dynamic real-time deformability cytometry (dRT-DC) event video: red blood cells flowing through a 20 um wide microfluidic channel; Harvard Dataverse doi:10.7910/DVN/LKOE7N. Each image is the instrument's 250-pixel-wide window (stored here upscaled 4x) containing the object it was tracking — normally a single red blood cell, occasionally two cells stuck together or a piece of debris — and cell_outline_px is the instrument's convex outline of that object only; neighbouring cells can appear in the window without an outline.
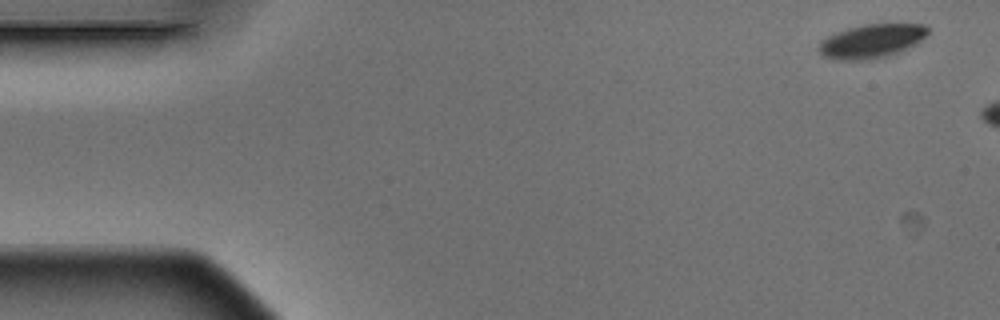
{"species": "Egyptian fruit bat (a non-hibernating species)", "species_latin": "Rousettus aegyptiacus", "temperature_condition": "warm", "stored_images_in_passage": 3, "camera_frame_rate_fps": 3000, "um_per_image_px": 0.085, "animal": {"sex": "male"}, "frame": {"image": 1, "passage_image": 1, "time_ms": 0.0, "image_size_px": [1000, 320], "cell_outline_px": [[928, 32], [916, 44], [900, 52], [888, 56], [868, 60], [832, 60], [824, 56], [816, 48], [828, 36], [836, 32], [848, 28], [864, 24], [924, 24], [928, 28]], "centroid_in_image_um": [74.07, 3.51], "position_along_channel_um": 10.9, "area_um2": 21.5}}